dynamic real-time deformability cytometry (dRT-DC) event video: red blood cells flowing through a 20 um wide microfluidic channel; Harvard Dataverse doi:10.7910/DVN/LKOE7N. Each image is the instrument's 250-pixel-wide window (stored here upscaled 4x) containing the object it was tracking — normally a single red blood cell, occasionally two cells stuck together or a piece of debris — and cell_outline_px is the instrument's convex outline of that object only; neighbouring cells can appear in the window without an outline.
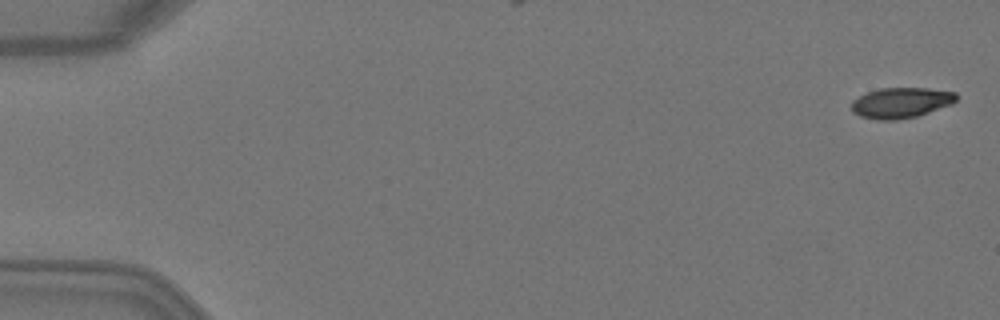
{"species": "Egyptian fruit bat (a non-hibernating species)", "species_latin": "Rousettus aegyptiacus", "temperature_condition": "warm", "stored_images_in_passage": 4, "camera_frame_rate_fps": 3000, "um_per_image_px": 0.085, "animal": {"sex": "female"}, "frame": {"image": 1, "passage_image": 1, "time_ms": 0.0, "image_size_px": [1000, 320], "cell_outline_px": [[956, 100], [952, 104], [916, 116], [896, 120], [876, 120], [860, 116], [852, 112], [852, 100], [868, 92], [880, 88], [928, 88], [956, 92]], "centroid_in_image_um": [76.57, 8.73], "position_along_channel_um": 8.4, "area_um2": 18.55}}